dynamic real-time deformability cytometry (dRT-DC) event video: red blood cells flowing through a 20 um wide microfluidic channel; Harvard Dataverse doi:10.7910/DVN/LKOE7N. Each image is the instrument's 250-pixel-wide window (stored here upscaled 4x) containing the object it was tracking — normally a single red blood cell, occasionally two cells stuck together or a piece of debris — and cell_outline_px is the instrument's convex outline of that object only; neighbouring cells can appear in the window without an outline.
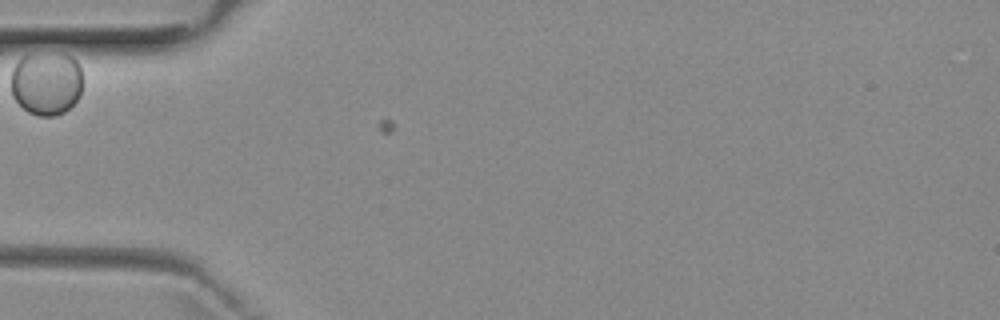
{"species": "common noctule bat (a hibernating species)", "species_latin": "Nyctalus noctula", "temperature_condition": "room temperature", "stored_images_in_passage": 1, "camera_frame_rate_fps": 3000, "um_per_image_px": 0.085, "animal": {"sex": "female", "body_mass_g": 29.2, "forearm_length_mm": 56.3}, "frame": {"image": 1, "passage_image": 1, "time_ms": 0.0, "image_size_px": [1000, 320], "cell_outline_px": [[80, 96], [64, 112], [52, 116], [40, 116], [28, 112], [12, 96], [12, 68], [24, 56], [72, 56], [76, 60], [80, 68]], "centroid_in_image_um": [3.93, 7.13], "position_along_channel_um": 81.1, "area_um2": 25.55}}